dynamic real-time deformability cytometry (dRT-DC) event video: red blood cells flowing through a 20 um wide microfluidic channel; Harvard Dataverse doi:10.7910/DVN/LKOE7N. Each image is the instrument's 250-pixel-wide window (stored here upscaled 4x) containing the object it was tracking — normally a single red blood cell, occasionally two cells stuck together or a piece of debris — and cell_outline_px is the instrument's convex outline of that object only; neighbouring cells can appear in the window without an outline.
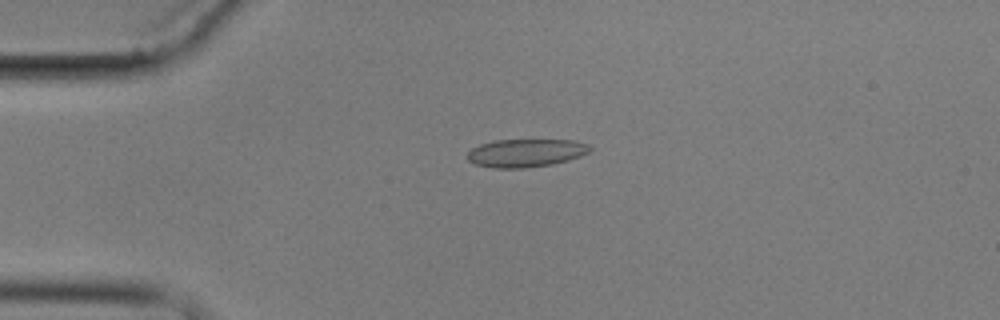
{"species": "common noctule bat (a hibernating species)", "species_latin": "Nyctalus noctula", "temperature_condition": "cold", "stored_images_in_passage": 5, "camera_frame_rate_fps": 3000, "um_per_image_px": 0.085, "animal": {"sex": "male", "body_mass_g": 17.9}, "frame": {"image": 1, "passage_image": 4, "time_ms": 3.333, "image_size_px": [1000, 320], "cell_outline_px": [[592, 148], [588, 152], [580, 156], [568, 160], [552, 164], [524, 168], [492, 168], [476, 164], [468, 160], [468, 152], [472, 148], [480, 144], [492, 140], [572, 140], [588, 144]], "centroid_in_image_um": [44.68, 13.0], "position_along_channel_um": 40.3, "area_um2": 20.0}}